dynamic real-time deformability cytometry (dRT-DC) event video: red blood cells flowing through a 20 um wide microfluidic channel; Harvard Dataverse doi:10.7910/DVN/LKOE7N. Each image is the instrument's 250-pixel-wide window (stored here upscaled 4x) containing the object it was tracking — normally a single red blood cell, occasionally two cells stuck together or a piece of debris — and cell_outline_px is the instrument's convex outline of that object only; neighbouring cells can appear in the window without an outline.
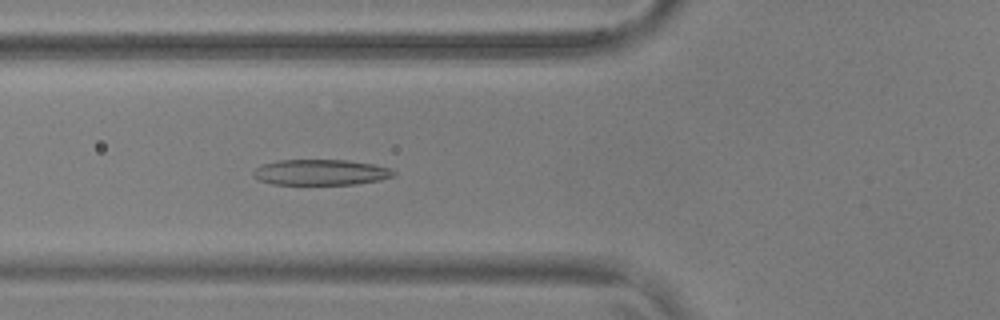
{"species": "common noctule bat (a hibernating species)", "species_latin": "Nyctalus noctula", "temperature_condition": "warm", "stored_images_in_passage": 55, "camera_frame_rate_fps": 3000, "um_per_image_px": 0.085, "animal": {"sex": "male", "body_mass_g": 17.9, "forearm_length_mm": 54.2}, "frame": {"image": 1, "passage_image": 21, "time_ms": 6.667, "image_size_px": [1000, 320], "cell_outline_px": [[396, 176], [380, 180], [356, 184], [272, 184], [260, 180], [252, 176], [252, 172], [260, 164], [280, 160], [348, 160], [372, 164], [392, 168], [396, 172]], "centroid_in_image_um": [27.28, 14.64], "position_along_channel_um": 98.5, "area_um2": 21.15}}
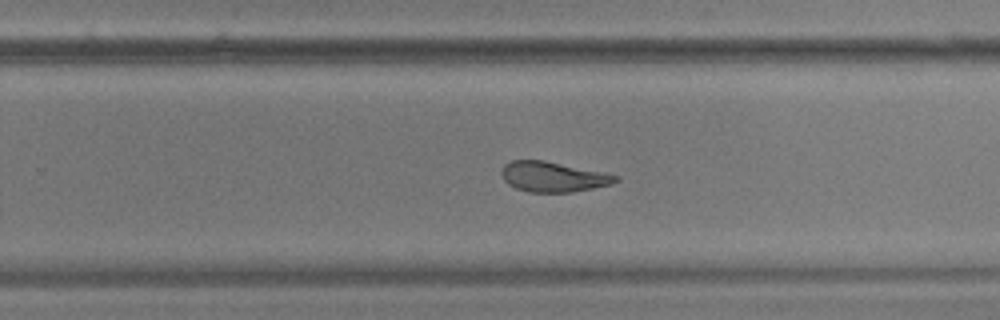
{"frame": {"image": 2, "passage_image": 36, "time_ms": 11.667, "image_size_px": [1000, 320], "cell_outline_px": [[620, 180], [612, 184], [572, 192], [528, 192], [516, 188], [508, 184], [504, 180], [500, 172], [504, 164], [512, 160], [544, 160], [604, 172], [620, 176]], "centroid_in_image_um": [47.02, 15.02], "position_along_channel_um": 282.8, "area_um2": 20.17}}
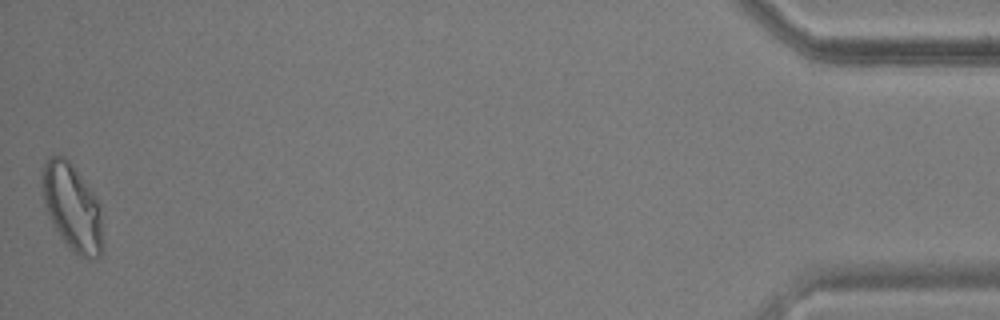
{"frame": {"image": 3, "passage_image": 55, "time_ms": 18.0, "image_size_px": [1000, 320], "cell_outline_px": [[104, 240], [100, 256], [92, 260], [88, 260], [80, 256], [60, 236], [52, 224], [44, 204], [40, 184], [44, 164], [48, 156], [64, 156], [68, 160], [100, 200]], "centroid_in_image_um": [6.16, 17.63], "position_along_channel_um": 429.0, "area_um2": 31.1}, "authors_computed_cell_mechanics": {"area_um2": 22.253, "velocity_mm_per_s": 3.6773, "shape_relaxation_time_tau1_ms": 7.1195, "shape_relaxation_time_tau2_ms": 1.5579, "deformation_change_tau1": 0.2114, "deformation_change_tau2": 0.0926}}